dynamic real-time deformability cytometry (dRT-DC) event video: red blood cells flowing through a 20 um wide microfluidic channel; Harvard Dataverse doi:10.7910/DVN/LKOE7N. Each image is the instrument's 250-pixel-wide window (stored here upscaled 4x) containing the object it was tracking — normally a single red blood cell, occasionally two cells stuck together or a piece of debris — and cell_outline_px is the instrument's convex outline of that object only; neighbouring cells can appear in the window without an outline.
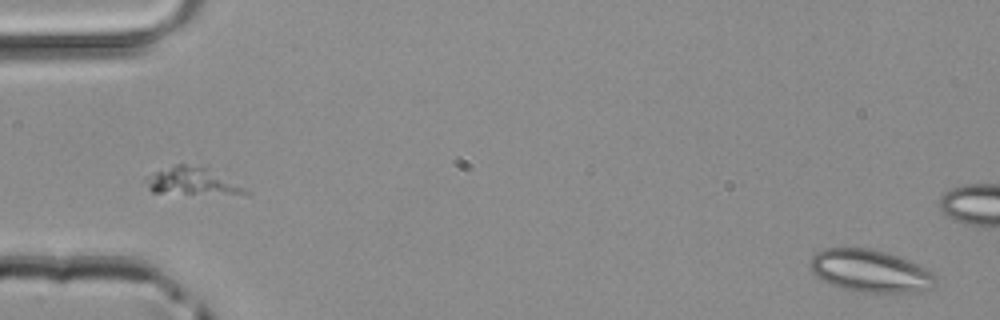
{"species": "common noctule bat (a hibernating species)", "species_latin": "Nyctalus noctula", "temperature_condition": "room temperature", "stored_images_in_passage": 48, "segment_of_instrument_passage": [1, 2], "camera_frame_rate_fps": 3000, "um_per_image_px": 0.085, "animal": {"sex": "male", "body_mass_g": 20.4}, "frame": {"image": 1, "passage_image": 1, "time_ms": 0.0, "image_size_px": [1000, 320], "cell_outline_px": [[940, 276], [936, 284], [932, 288], [920, 292], [852, 292], [840, 288], [816, 276], [812, 272], [812, 256], [816, 252], [824, 248], [868, 248], [884, 252], [908, 260]], "centroid_in_image_um": [74.02, 23.05], "position_along_channel_um": 11.0, "area_um2": 31.04}}